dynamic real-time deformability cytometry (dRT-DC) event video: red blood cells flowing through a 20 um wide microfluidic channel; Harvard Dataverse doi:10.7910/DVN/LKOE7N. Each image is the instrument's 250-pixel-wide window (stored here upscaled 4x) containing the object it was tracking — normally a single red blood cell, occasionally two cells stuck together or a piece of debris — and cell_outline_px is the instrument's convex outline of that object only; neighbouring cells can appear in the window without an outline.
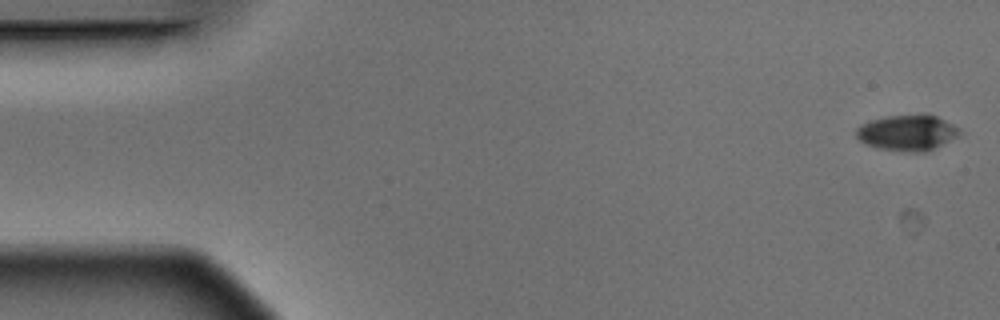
{"species": "Egyptian fruit bat (a non-hibernating species)", "species_latin": "Rousettus aegyptiacus", "temperature_condition": "warm", "stored_images_in_passage": 5, "camera_frame_rate_fps": 3000, "um_per_image_px": 0.085, "animal": {"sex": "male"}, "frame": {"image": 1, "passage_image": 1, "time_ms": 0.0, "image_size_px": [1000, 320], "cell_outline_px": [[960, 136], [936, 148], [924, 152], [904, 152], [876, 148], [860, 140], [856, 136], [856, 128], [860, 124], [872, 120], [888, 116], [928, 112], [952, 124], [960, 132]], "centroid_in_image_um": [77.14, 11.27], "position_along_channel_um": 7.9, "area_um2": 21.91}}
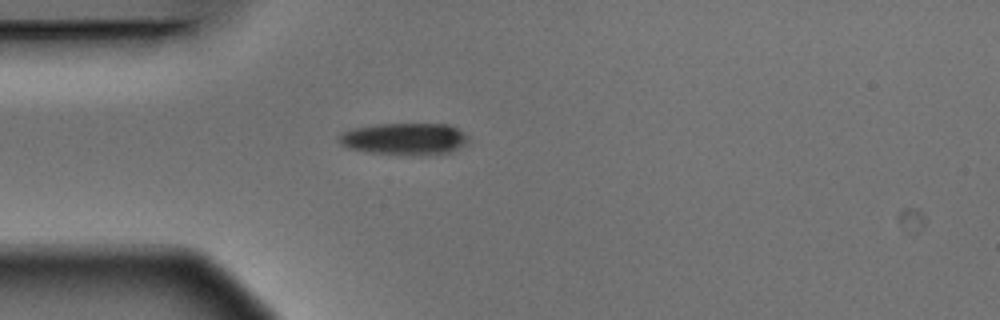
{"frame": {"image": 2, "passage_image": 5, "time_ms": 1.333, "image_size_px": [1000, 320], "cell_outline_px": [[468, 140], [464, 144], [452, 152], [420, 156], [408, 156], [364, 152], [348, 148], [340, 144], [336, 140], [336, 136], [344, 132], [356, 128], [380, 124], [448, 124], [456, 128], [468, 136]], "centroid_in_image_um": [34.35, 11.83], "position_along_channel_um": 50.7, "area_um2": 24.39}}